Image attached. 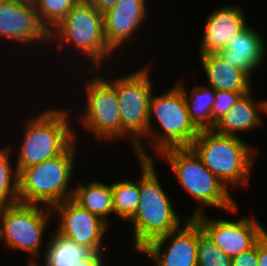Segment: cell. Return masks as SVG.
Instances as JSON below:
<instances>
[{
	"instance_id": "6da1fadb",
	"label": "cell",
	"mask_w": 267,
	"mask_h": 266,
	"mask_svg": "<svg viewBox=\"0 0 267 266\" xmlns=\"http://www.w3.org/2000/svg\"><path fill=\"white\" fill-rule=\"evenodd\" d=\"M142 174L139 180L140 201L134 216V252H139L149 242L177 230L181 219L172 208L170 198L163 190L153 159H139Z\"/></svg>"
},
{
	"instance_id": "7a4b0ae2",
	"label": "cell",
	"mask_w": 267,
	"mask_h": 266,
	"mask_svg": "<svg viewBox=\"0 0 267 266\" xmlns=\"http://www.w3.org/2000/svg\"><path fill=\"white\" fill-rule=\"evenodd\" d=\"M75 143L74 141L62 154L23 168L18 173L20 203H44L51 209L73 197L74 190H69L68 185L75 165Z\"/></svg>"
},
{
	"instance_id": "3957f363",
	"label": "cell",
	"mask_w": 267,
	"mask_h": 266,
	"mask_svg": "<svg viewBox=\"0 0 267 266\" xmlns=\"http://www.w3.org/2000/svg\"><path fill=\"white\" fill-rule=\"evenodd\" d=\"M159 155L168 161L185 191L199 202L200 207L189 218L205 213V206L237 211L225 184L202 163L191 147H173L161 151Z\"/></svg>"
},
{
	"instance_id": "277c9868",
	"label": "cell",
	"mask_w": 267,
	"mask_h": 266,
	"mask_svg": "<svg viewBox=\"0 0 267 266\" xmlns=\"http://www.w3.org/2000/svg\"><path fill=\"white\" fill-rule=\"evenodd\" d=\"M190 147L225 186L248 183L253 167L252 155L257 151L238 136L219 134L213 129L200 130Z\"/></svg>"
},
{
	"instance_id": "5b68a950",
	"label": "cell",
	"mask_w": 267,
	"mask_h": 266,
	"mask_svg": "<svg viewBox=\"0 0 267 266\" xmlns=\"http://www.w3.org/2000/svg\"><path fill=\"white\" fill-rule=\"evenodd\" d=\"M68 119V112L63 109H47L26 121L15 167L18 173L23 168L62 154L77 139Z\"/></svg>"
},
{
	"instance_id": "8992f818",
	"label": "cell",
	"mask_w": 267,
	"mask_h": 266,
	"mask_svg": "<svg viewBox=\"0 0 267 266\" xmlns=\"http://www.w3.org/2000/svg\"><path fill=\"white\" fill-rule=\"evenodd\" d=\"M170 91L156 97L152 94L149 102V130L153 137L152 145L159 154L161 151L173 147H190L199 134V130L191 122L183 86L178 82ZM156 117L164 132L153 130L151 119Z\"/></svg>"
},
{
	"instance_id": "52a82bcc",
	"label": "cell",
	"mask_w": 267,
	"mask_h": 266,
	"mask_svg": "<svg viewBox=\"0 0 267 266\" xmlns=\"http://www.w3.org/2000/svg\"><path fill=\"white\" fill-rule=\"evenodd\" d=\"M149 75L148 67H145L126 77L108 81L117 92L122 137L127 134L126 138L129 137L132 141L135 154L139 159H152L139 140L147 136L149 130V102L153 91Z\"/></svg>"
},
{
	"instance_id": "ba28073f",
	"label": "cell",
	"mask_w": 267,
	"mask_h": 266,
	"mask_svg": "<svg viewBox=\"0 0 267 266\" xmlns=\"http://www.w3.org/2000/svg\"><path fill=\"white\" fill-rule=\"evenodd\" d=\"M50 39L73 44L87 55L97 68L105 56L115 52L107 43L104 33L103 13L98 12L87 0L78 2L67 16L49 32ZM99 65V66H98Z\"/></svg>"
},
{
	"instance_id": "9c48e42d",
	"label": "cell",
	"mask_w": 267,
	"mask_h": 266,
	"mask_svg": "<svg viewBox=\"0 0 267 266\" xmlns=\"http://www.w3.org/2000/svg\"><path fill=\"white\" fill-rule=\"evenodd\" d=\"M46 212L38 204L20 202L0 207V240L9 249L28 252L33 257L28 266L38 264L39 248L50 216Z\"/></svg>"
},
{
	"instance_id": "30bf717a",
	"label": "cell",
	"mask_w": 267,
	"mask_h": 266,
	"mask_svg": "<svg viewBox=\"0 0 267 266\" xmlns=\"http://www.w3.org/2000/svg\"><path fill=\"white\" fill-rule=\"evenodd\" d=\"M105 78L86 83V109L80 118L85 129L98 139L122 138V121L116 89Z\"/></svg>"
},
{
	"instance_id": "8fae6325",
	"label": "cell",
	"mask_w": 267,
	"mask_h": 266,
	"mask_svg": "<svg viewBox=\"0 0 267 266\" xmlns=\"http://www.w3.org/2000/svg\"><path fill=\"white\" fill-rule=\"evenodd\" d=\"M51 210L61 218L56 230L59 235L92 252H104L102 237L107 232L108 224L100 217L82 208L72 198L54 205Z\"/></svg>"
},
{
	"instance_id": "7c38bea8",
	"label": "cell",
	"mask_w": 267,
	"mask_h": 266,
	"mask_svg": "<svg viewBox=\"0 0 267 266\" xmlns=\"http://www.w3.org/2000/svg\"><path fill=\"white\" fill-rule=\"evenodd\" d=\"M172 237L174 238L169 245H165L167 240L170 241ZM139 252L147 254L155 262L154 266H197L198 222L194 218L188 217L184 228L179 227L177 230L149 242Z\"/></svg>"
},
{
	"instance_id": "4fadbf2b",
	"label": "cell",
	"mask_w": 267,
	"mask_h": 266,
	"mask_svg": "<svg viewBox=\"0 0 267 266\" xmlns=\"http://www.w3.org/2000/svg\"><path fill=\"white\" fill-rule=\"evenodd\" d=\"M203 232L223 253L233 258L252 248L266 232L256 219L242 217L235 222L228 220H210L206 214L193 217Z\"/></svg>"
},
{
	"instance_id": "5bb4252c",
	"label": "cell",
	"mask_w": 267,
	"mask_h": 266,
	"mask_svg": "<svg viewBox=\"0 0 267 266\" xmlns=\"http://www.w3.org/2000/svg\"><path fill=\"white\" fill-rule=\"evenodd\" d=\"M0 36L21 44L50 39L34 3L26 0H0Z\"/></svg>"
},
{
	"instance_id": "9a60e30c",
	"label": "cell",
	"mask_w": 267,
	"mask_h": 266,
	"mask_svg": "<svg viewBox=\"0 0 267 266\" xmlns=\"http://www.w3.org/2000/svg\"><path fill=\"white\" fill-rule=\"evenodd\" d=\"M145 0H117L103 13L104 33L108 45L116 50L129 41L146 17Z\"/></svg>"
},
{
	"instance_id": "2e32d148",
	"label": "cell",
	"mask_w": 267,
	"mask_h": 266,
	"mask_svg": "<svg viewBox=\"0 0 267 266\" xmlns=\"http://www.w3.org/2000/svg\"><path fill=\"white\" fill-rule=\"evenodd\" d=\"M246 20L239 6H223L211 12L206 19L200 56L223 50L247 26Z\"/></svg>"
},
{
	"instance_id": "e0dca14e",
	"label": "cell",
	"mask_w": 267,
	"mask_h": 266,
	"mask_svg": "<svg viewBox=\"0 0 267 266\" xmlns=\"http://www.w3.org/2000/svg\"><path fill=\"white\" fill-rule=\"evenodd\" d=\"M264 42L256 29L247 25L217 54L223 61L251 77V72L259 67L262 60L264 61L266 53Z\"/></svg>"
},
{
	"instance_id": "ac0fdd59",
	"label": "cell",
	"mask_w": 267,
	"mask_h": 266,
	"mask_svg": "<svg viewBox=\"0 0 267 266\" xmlns=\"http://www.w3.org/2000/svg\"><path fill=\"white\" fill-rule=\"evenodd\" d=\"M251 96L250 92L242 95L231 110L215 122L213 130L219 134L237 136L235 133L260 126L262 122L259 115L261 110L265 112V101L256 105Z\"/></svg>"
},
{
	"instance_id": "d6986e66",
	"label": "cell",
	"mask_w": 267,
	"mask_h": 266,
	"mask_svg": "<svg viewBox=\"0 0 267 266\" xmlns=\"http://www.w3.org/2000/svg\"><path fill=\"white\" fill-rule=\"evenodd\" d=\"M210 87L215 91L251 92V78L242 70L226 63L218 54L200 56Z\"/></svg>"
},
{
	"instance_id": "ffe728a7",
	"label": "cell",
	"mask_w": 267,
	"mask_h": 266,
	"mask_svg": "<svg viewBox=\"0 0 267 266\" xmlns=\"http://www.w3.org/2000/svg\"><path fill=\"white\" fill-rule=\"evenodd\" d=\"M73 190L72 199L76 203L108 224L105 216H108L110 213L114 214L111 184L105 185L98 181H91L87 186L78 184Z\"/></svg>"
},
{
	"instance_id": "44dd1931",
	"label": "cell",
	"mask_w": 267,
	"mask_h": 266,
	"mask_svg": "<svg viewBox=\"0 0 267 266\" xmlns=\"http://www.w3.org/2000/svg\"><path fill=\"white\" fill-rule=\"evenodd\" d=\"M45 252V266H74L92 253L90 249L64 238L57 232L50 238L49 243L47 242Z\"/></svg>"
},
{
	"instance_id": "7402d4cb",
	"label": "cell",
	"mask_w": 267,
	"mask_h": 266,
	"mask_svg": "<svg viewBox=\"0 0 267 266\" xmlns=\"http://www.w3.org/2000/svg\"><path fill=\"white\" fill-rule=\"evenodd\" d=\"M183 86V95L187 105L191 122L200 130L213 129L212 107L215 101L216 91L204 86H196L191 92V101H188V93Z\"/></svg>"
},
{
	"instance_id": "603a6c76",
	"label": "cell",
	"mask_w": 267,
	"mask_h": 266,
	"mask_svg": "<svg viewBox=\"0 0 267 266\" xmlns=\"http://www.w3.org/2000/svg\"><path fill=\"white\" fill-rule=\"evenodd\" d=\"M114 214L129 221L137 211L140 201L139 181L128 180L111 183Z\"/></svg>"
},
{
	"instance_id": "cb8c5ba5",
	"label": "cell",
	"mask_w": 267,
	"mask_h": 266,
	"mask_svg": "<svg viewBox=\"0 0 267 266\" xmlns=\"http://www.w3.org/2000/svg\"><path fill=\"white\" fill-rule=\"evenodd\" d=\"M10 156L9 148H0V207L19 202L18 172L12 169Z\"/></svg>"
},
{
	"instance_id": "d4e9b609",
	"label": "cell",
	"mask_w": 267,
	"mask_h": 266,
	"mask_svg": "<svg viewBox=\"0 0 267 266\" xmlns=\"http://www.w3.org/2000/svg\"><path fill=\"white\" fill-rule=\"evenodd\" d=\"M81 0H35L36 12L48 32L54 29Z\"/></svg>"
},
{
	"instance_id": "484cf974",
	"label": "cell",
	"mask_w": 267,
	"mask_h": 266,
	"mask_svg": "<svg viewBox=\"0 0 267 266\" xmlns=\"http://www.w3.org/2000/svg\"><path fill=\"white\" fill-rule=\"evenodd\" d=\"M197 266H232V258L212 242L198 223V265Z\"/></svg>"
},
{
	"instance_id": "4316f807",
	"label": "cell",
	"mask_w": 267,
	"mask_h": 266,
	"mask_svg": "<svg viewBox=\"0 0 267 266\" xmlns=\"http://www.w3.org/2000/svg\"><path fill=\"white\" fill-rule=\"evenodd\" d=\"M249 92L216 91L215 101L212 107L213 127L215 122L231 110L238 99Z\"/></svg>"
},
{
	"instance_id": "83f0119b",
	"label": "cell",
	"mask_w": 267,
	"mask_h": 266,
	"mask_svg": "<svg viewBox=\"0 0 267 266\" xmlns=\"http://www.w3.org/2000/svg\"><path fill=\"white\" fill-rule=\"evenodd\" d=\"M232 266H259L258 265V241L249 250L232 258Z\"/></svg>"
},
{
	"instance_id": "f1b7e54d",
	"label": "cell",
	"mask_w": 267,
	"mask_h": 266,
	"mask_svg": "<svg viewBox=\"0 0 267 266\" xmlns=\"http://www.w3.org/2000/svg\"><path fill=\"white\" fill-rule=\"evenodd\" d=\"M104 253L105 252H92L87 258L81 260L74 266H104Z\"/></svg>"
},
{
	"instance_id": "f546056e",
	"label": "cell",
	"mask_w": 267,
	"mask_h": 266,
	"mask_svg": "<svg viewBox=\"0 0 267 266\" xmlns=\"http://www.w3.org/2000/svg\"><path fill=\"white\" fill-rule=\"evenodd\" d=\"M258 265L267 266V231L258 240Z\"/></svg>"
},
{
	"instance_id": "4dcf8cb0",
	"label": "cell",
	"mask_w": 267,
	"mask_h": 266,
	"mask_svg": "<svg viewBox=\"0 0 267 266\" xmlns=\"http://www.w3.org/2000/svg\"><path fill=\"white\" fill-rule=\"evenodd\" d=\"M98 12L105 13L112 8L117 0H87Z\"/></svg>"
},
{
	"instance_id": "1f68e13d",
	"label": "cell",
	"mask_w": 267,
	"mask_h": 266,
	"mask_svg": "<svg viewBox=\"0 0 267 266\" xmlns=\"http://www.w3.org/2000/svg\"><path fill=\"white\" fill-rule=\"evenodd\" d=\"M265 113H267V100L265 101Z\"/></svg>"
}]
</instances>
